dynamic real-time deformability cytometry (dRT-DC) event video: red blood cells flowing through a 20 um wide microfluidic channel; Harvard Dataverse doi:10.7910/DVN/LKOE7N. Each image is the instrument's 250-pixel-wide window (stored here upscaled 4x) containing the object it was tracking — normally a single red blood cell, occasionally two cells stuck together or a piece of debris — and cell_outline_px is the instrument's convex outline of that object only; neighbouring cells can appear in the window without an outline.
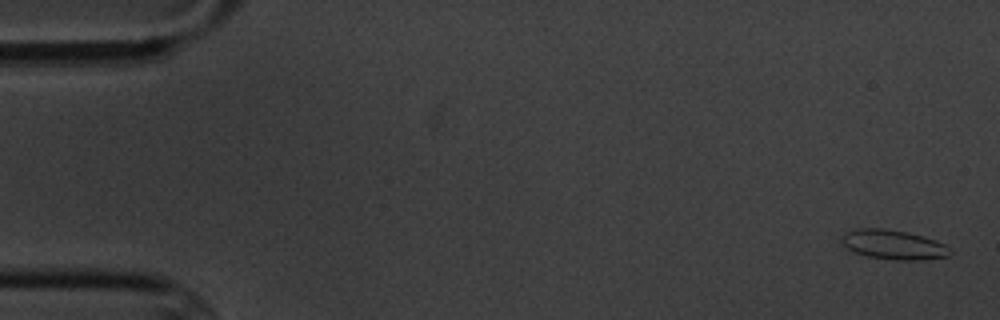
{"species": "common noctule bat (a hibernating species)", "species_latin": "Nyctalus noctula", "temperature_condition": "cold", "stored_images_in_passage": 6, "camera_frame_rate_fps": 3000, "um_per_image_px": 0.085, "animal": {"sex": "male", "body_mass_g": 20.1, "forearm_length_mm": 53.5}, "frame": {"image": 1, "passage_image": 1, "time_ms": 0.0, "image_size_px": [1000, 320], "cell_outline_px": [[952, 252], [948, 256], [920, 260], [896, 260], [868, 256], [852, 252], [840, 240], [844, 232], [856, 228], [880, 228], [904, 232], [924, 236], [936, 240], [944, 244]], "centroid_in_image_um": [75.91, 20.79], "position_along_channel_um": 9.1, "area_um2": 18.55}}